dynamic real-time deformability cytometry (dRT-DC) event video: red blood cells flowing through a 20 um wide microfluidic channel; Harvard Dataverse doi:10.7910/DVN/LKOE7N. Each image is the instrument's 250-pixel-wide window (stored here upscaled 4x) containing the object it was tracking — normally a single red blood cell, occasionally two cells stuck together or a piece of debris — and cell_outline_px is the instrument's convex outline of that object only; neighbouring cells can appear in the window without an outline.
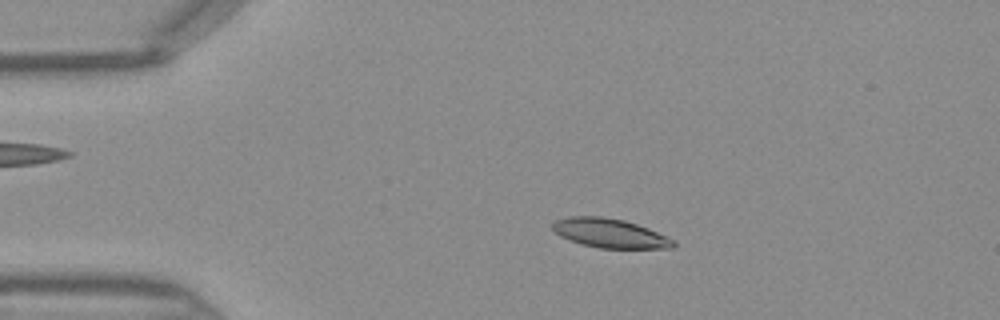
{"species": "Egyptian fruit bat (a non-hibernating species)", "species_latin": "Rousettus aegyptiacus", "temperature_condition": "warm", "stored_images_in_passage": 46, "camera_frame_rate_fps": 3000, "um_per_image_px": 0.085, "frame": {"image": 1, "passage_image": 9, "time_ms": 2.667, "image_size_px": [1000, 320], "cell_outline_px": [[676, 244], [672, 248], [600, 248], [584, 244], [560, 236], [552, 228], [552, 224], [556, 220], [568, 216], [604, 216], [624, 220], [648, 228], [668, 236], [676, 240]], "centroid_in_image_um": [51.88, 19.81], "position_along_channel_um": 33.1, "area_um2": 20.46}}
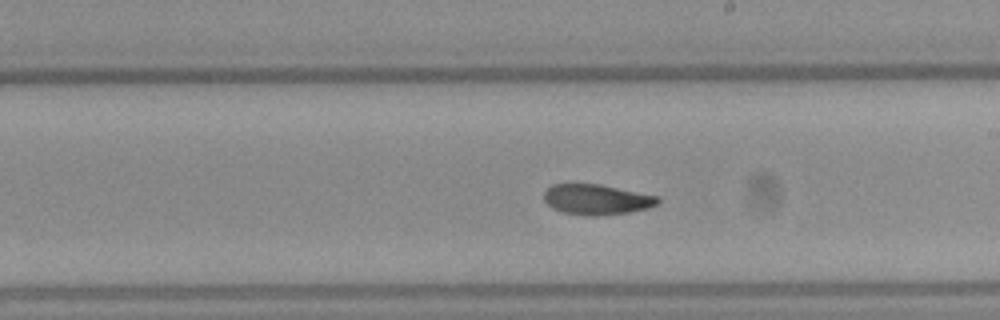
{"frame": {"image": 2, "passage_image": 26, "time_ms": 8.333, "image_size_px": [1000, 320], "cell_outline_px": [[660, 200], [656, 204], [648, 208], [628, 212], [596, 216], [592, 216], [564, 212], [552, 208], [544, 200], [544, 192], [552, 184], [600, 184], [656, 196]], "centroid_in_image_um": [50.68, 16.95], "position_along_channel_um": 238.3, "area_um2": 19.83}}
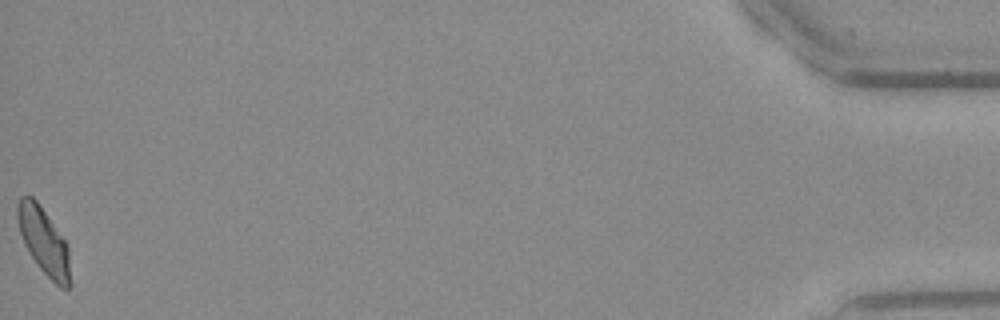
{"frame": {"image": 3, "passage_image": 46, "time_ms": 15.0, "image_size_px": [1000, 320], "cell_outline_px": [[72, 284], [68, 288], [60, 288], [36, 264], [24, 244], [20, 232], [16, 216], [16, 204], [20, 196], [32, 196], [36, 200], [68, 244]], "centroid_in_image_um": [3.73, 20.52], "position_along_channel_um": 431.5, "area_um2": 20.69}}